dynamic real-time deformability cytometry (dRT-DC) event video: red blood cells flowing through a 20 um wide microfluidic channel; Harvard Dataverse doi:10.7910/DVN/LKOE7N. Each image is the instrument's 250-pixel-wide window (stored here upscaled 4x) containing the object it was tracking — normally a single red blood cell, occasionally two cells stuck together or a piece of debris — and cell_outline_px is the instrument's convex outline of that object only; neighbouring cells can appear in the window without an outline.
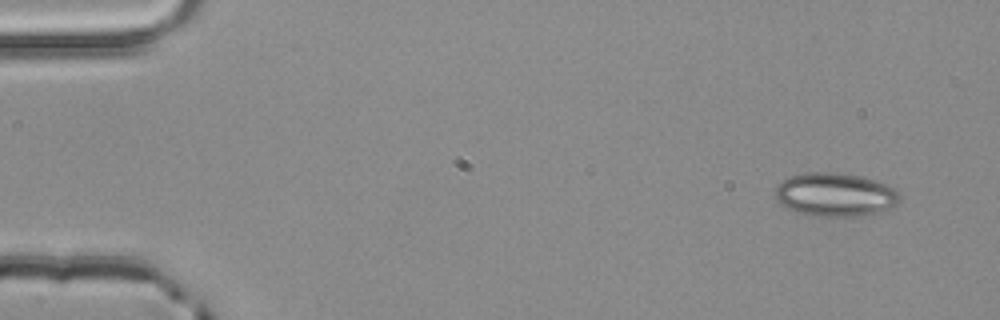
{"species": "common noctule bat (a hibernating species)", "species_latin": "Nyctalus noctula", "temperature_condition": "room temperature", "stored_images_in_passage": 4, "camera_frame_rate_fps": 3000, "um_per_image_px": 0.085, "animal": {"sex": "male", "body_mass_g": 20.4}, "frame": {"image": 1, "passage_image": 1, "time_ms": 0.0, "image_size_px": [1000, 320], "cell_outline_px": [[900, 200], [896, 204], [880, 212], [864, 216], [820, 216], [796, 212], [780, 204], [776, 200], [776, 188], [788, 176], [808, 172], [828, 172], [864, 176], [888, 184], [896, 188], [900, 196]], "centroid_in_image_um": [71.03, 16.54], "position_along_channel_um": 14.0, "area_um2": 31.73}}
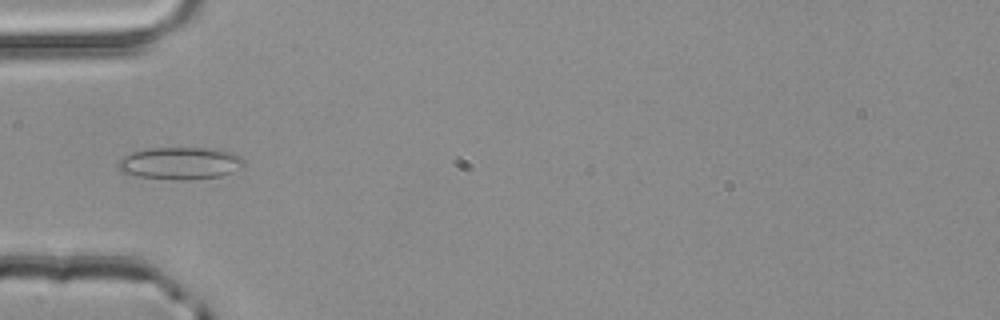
{"frame": {"image": 2, "passage_image": 4, "time_ms": 1.0, "image_size_px": [1000, 320], "cell_outline_px": [[244, 164], [232, 172], [220, 176], [184, 180], [172, 180], [140, 176], [120, 172], [116, 168], [116, 164], [124, 156], [132, 152], [152, 148], [212, 148], [232, 152], [240, 156], [244, 160]], "centroid_in_image_um": [15.29, 13.87], "position_along_channel_um": 69.7, "area_um2": 23.64}}